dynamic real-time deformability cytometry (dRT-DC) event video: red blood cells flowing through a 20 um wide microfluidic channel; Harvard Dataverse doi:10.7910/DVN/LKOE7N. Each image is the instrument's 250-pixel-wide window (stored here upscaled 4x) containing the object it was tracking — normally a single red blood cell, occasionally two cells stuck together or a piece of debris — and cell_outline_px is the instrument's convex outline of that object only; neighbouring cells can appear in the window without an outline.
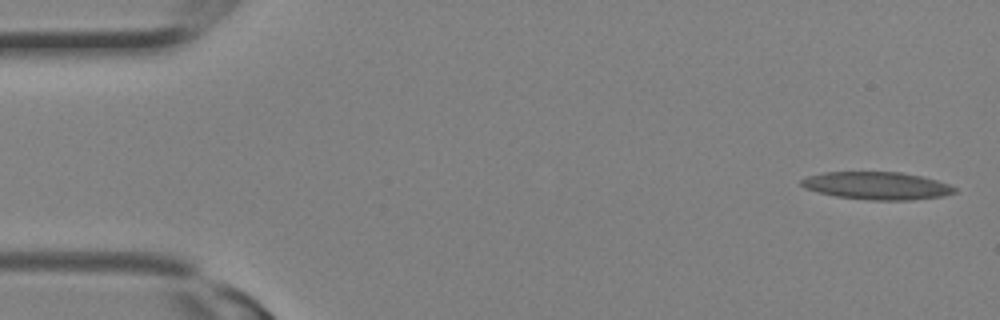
{"species": "Egyptian fruit bat (a non-hibernating species)", "species_latin": "Rousettus aegyptiacus", "temperature_condition": "room temperature", "stored_images_in_passage": 2, "camera_frame_rate_fps": 3000, "um_per_image_px": 0.085, "animal": {"sex": "female"}, "frame": {"image": 1, "passage_image": 1, "time_ms": 0.0, "image_size_px": [1000, 320], "cell_outline_px": [[956, 192], [944, 196], [912, 200], [872, 200], [836, 196], [804, 188], [800, 184], [800, 180], [808, 176], [824, 172], [900, 172], [920, 176], [936, 180], [948, 184], [956, 188]], "centroid_in_image_um": [74.54, 15.78], "position_along_channel_um": 10.5, "area_um2": 24.57}}